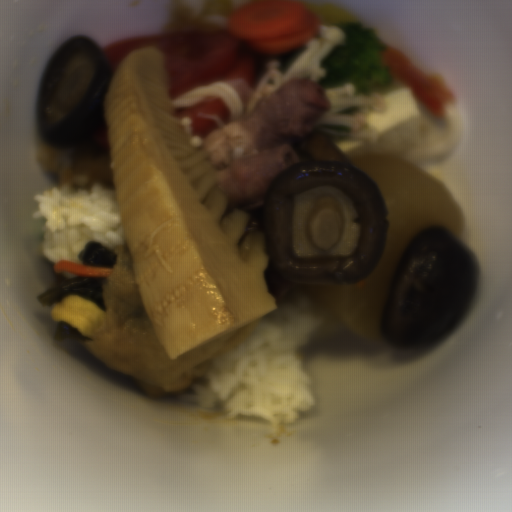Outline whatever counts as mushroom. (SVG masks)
Here are the masks:
<instances>
[{
  "mask_svg": "<svg viewBox=\"0 0 512 512\" xmlns=\"http://www.w3.org/2000/svg\"><path fill=\"white\" fill-rule=\"evenodd\" d=\"M476 257L447 228L429 226L406 247L383 306L379 333L421 347L448 337L466 319L477 289Z\"/></svg>",
  "mask_w": 512,
  "mask_h": 512,
  "instance_id": "mushroom-2",
  "label": "mushroom"
},
{
  "mask_svg": "<svg viewBox=\"0 0 512 512\" xmlns=\"http://www.w3.org/2000/svg\"><path fill=\"white\" fill-rule=\"evenodd\" d=\"M113 72L100 42L87 35L54 47L39 79L38 131L52 144H65L108 129L104 103Z\"/></svg>",
  "mask_w": 512,
  "mask_h": 512,
  "instance_id": "mushroom-3",
  "label": "mushroom"
},
{
  "mask_svg": "<svg viewBox=\"0 0 512 512\" xmlns=\"http://www.w3.org/2000/svg\"><path fill=\"white\" fill-rule=\"evenodd\" d=\"M388 216L374 180L314 131L300 145L299 162L275 174L264 210L248 215L245 234H263L267 268L276 277L349 286L378 265Z\"/></svg>",
  "mask_w": 512,
  "mask_h": 512,
  "instance_id": "mushroom-1",
  "label": "mushroom"
}]
</instances>
